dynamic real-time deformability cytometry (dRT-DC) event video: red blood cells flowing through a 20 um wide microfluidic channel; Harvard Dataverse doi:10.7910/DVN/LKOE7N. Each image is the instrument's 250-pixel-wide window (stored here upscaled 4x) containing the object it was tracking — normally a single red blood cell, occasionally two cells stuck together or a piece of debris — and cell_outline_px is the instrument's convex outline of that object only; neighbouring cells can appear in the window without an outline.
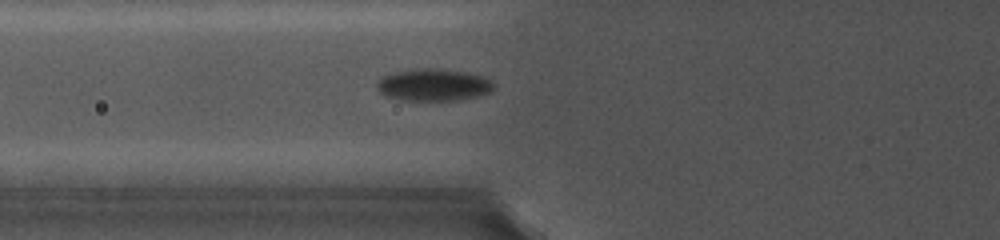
{"species": "common noctule bat (a hibernating species)", "species_latin": "Nyctalus noctula", "temperature_condition": "cold", "stored_images_in_passage": 5, "camera_frame_rate_fps": 5000, "um_per_image_px": 0.085, "animal": {"sex": "female", "body_mass_g": 19.0, "forearm_length_mm": 56.7}, "frame": {"image": 1, "passage_image": 5, "time_ms": 4.4, "image_size_px": [1000, 240], "cell_outline_px": [[496, 84], [492, 92], [476, 96], [456, 100], [400, 100], [384, 96], [376, 88], [376, 80], [380, 76], [392, 72], [420, 68], [428, 68], [468, 72], [492, 80]], "centroid_in_image_um": [36.8, 7.21], "position_along_channel_um": 89.0, "area_um2": 22.14}}